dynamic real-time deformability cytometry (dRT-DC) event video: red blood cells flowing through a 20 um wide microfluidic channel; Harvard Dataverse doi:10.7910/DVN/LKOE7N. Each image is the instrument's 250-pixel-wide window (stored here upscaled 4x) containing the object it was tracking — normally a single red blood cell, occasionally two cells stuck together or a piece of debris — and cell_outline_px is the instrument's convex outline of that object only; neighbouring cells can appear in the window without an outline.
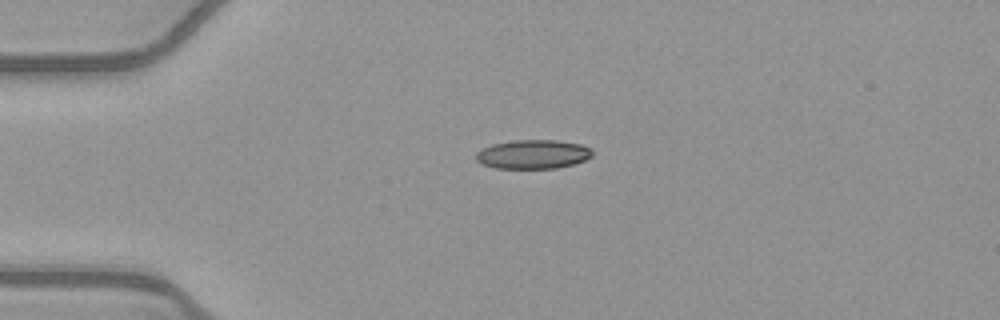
{"species": "common noctule bat (a hibernating species)", "species_latin": "Nyctalus noctula", "temperature_condition": "warm", "stored_images_in_passage": 41, "camera_frame_rate_fps": 3000, "um_per_image_px": 0.085, "animal": {"sex": "female", "body_mass_g": 21.9}, "frame": {"image": 1, "passage_image": 1, "time_ms": 0.0, "image_size_px": [1000, 320], "cell_outline_px": [[592, 156], [584, 160], [572, 164], [556, 168], [496, 168], [480, 164], [476, 160], [476, 152], [492, 144], [512, 140], [556, 140], [580, 144], [588, 148], [592, 152]], "centroid_in_image_um": [45.26, 13.11], "position_along_channel_um": 39.7, "area_um2": 19.54}}
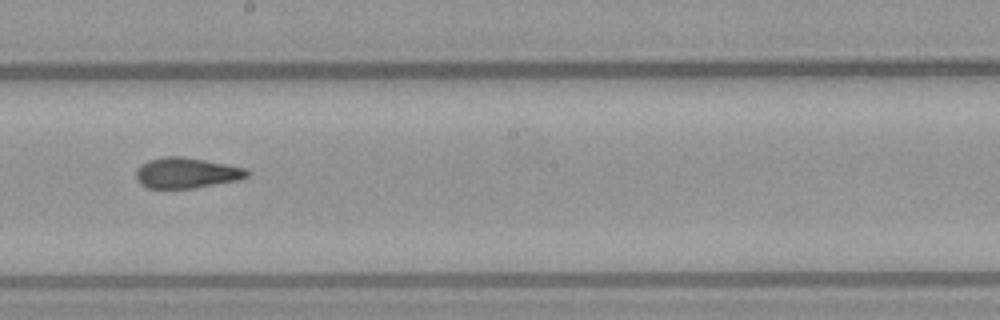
{"frame": {"image": 2, "passage_image": 18, "time_ms": 5.667, "image_size_px": [1000, 320], "cell_outline_px": [[248, 176], [240, 180], [196, 188], [148, 188], [140, 184], [136, 180], [136, 168], [140, 164], [148, 160], [164, 156], [184, 156], [248, 168]], "centroid_in_image_um": [15.85, 14.69], "position_along_channel_um": 232.4, "area_um2": 20.11}}
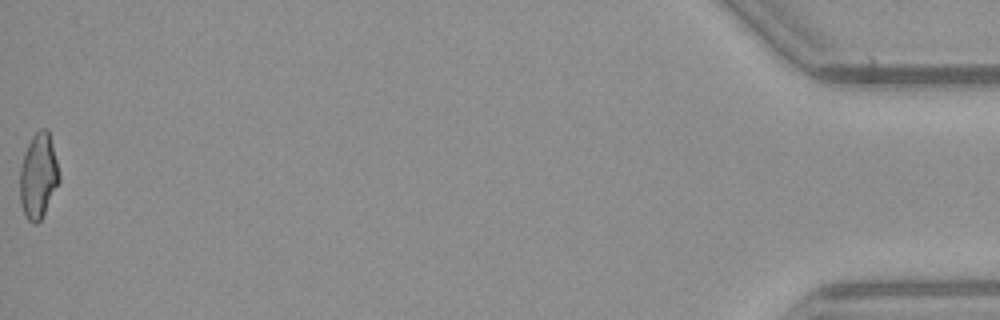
{"frame": {"image": 3, "passage_image": 41, "time_ms": 13.333, "image_size_px": [1000, 320], "cell_outline_px": [[60, 180], [40, 220], [36, 224], [32, 224], [28, 220], [20, 204], [20, 168], [24, 152], [32, 136], [40, 128], [48, 128], [60, 176]], "centroid_in_image_um": [3.24, 14.93], "position_along_channel_um": 432.0, "area_um2": 19.31}, "authors_computed_cell_mechanics": {"area_um2": 19.7676, "velocity_mm_per_s": 3.958, "shape_relaxation_time_tau1_ms": null, "shape_relaxation_time_tau2_ms": 2.2647, "deformation_change_tau1": null, "deformation_change_tau2": 0.1087}}